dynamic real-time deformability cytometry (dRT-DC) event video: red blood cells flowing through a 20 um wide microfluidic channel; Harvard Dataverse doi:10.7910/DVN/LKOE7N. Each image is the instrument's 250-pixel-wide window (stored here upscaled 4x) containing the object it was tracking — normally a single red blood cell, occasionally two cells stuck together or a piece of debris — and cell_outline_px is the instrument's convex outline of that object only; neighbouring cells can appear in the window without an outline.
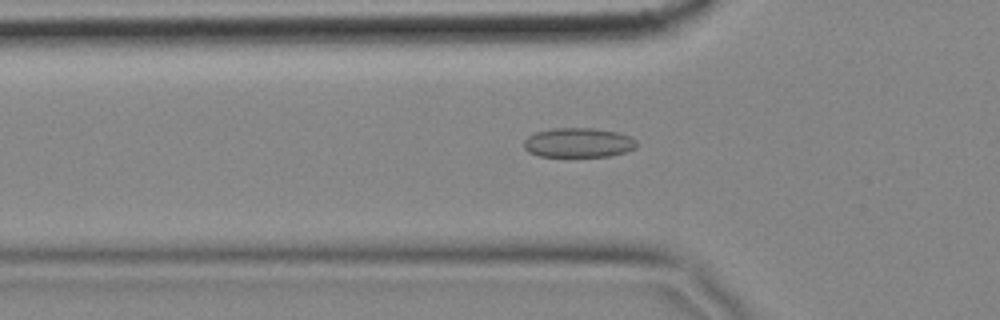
{"species": "common noctule bat (a hibernating species)", "species_latin": "Nyctalus noctula", "temperature_condition": "cold", "stored_images_in_passage": 45, "camera_frame_rate_fps": 3000, "um_per_image_px": 0.085, "animal": {"sex": "female", "body_mass_g": 18.4}, "frame": {"image": 1, "passage_image": 6, "time_ms": 1.667, "image_size_px": [1000, 320], "cell_outline_px": [[636, 148], [624, 152], [608, 156], [540, 156], [528, 152], [524, 148], [524, 140], [528, 136], [536, 132], [552, 128], [592, 128], [616, 132], [632, 136], [636, 140]], "centroid_in_image_um": [49.16, 12.12], "position_along_channel_um": 76.6, "area_um2": 19.36}}
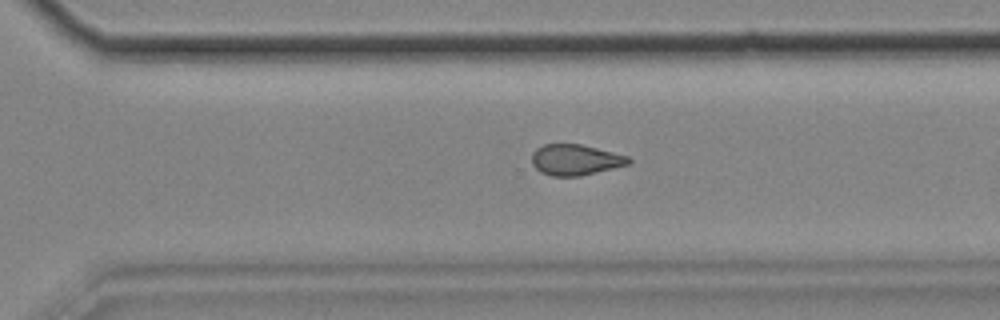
{"frame": {"image": 2, "passage_image": 27, "time_ms": 8.667, "image_size_px": [1000, 320], "cell_outline_px": [[632, 160], [628, 164], [580, 176], [552, 176], [540, 172], [532, 164], [532, 152], [536, 148], [544, 144], [580, 144], [628, 156]], "centroid_in_image_um": [48.87, 13.58], "position_along_channel_um": 321.7, "area_um2": 17.22}}
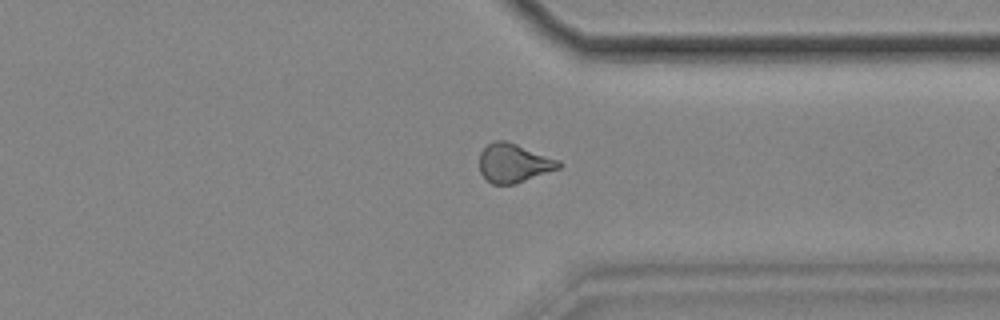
{"frame": {"image": 3, "passage_image": 31, "time_ms": 10.0, "image_size_px": [1000, 320], "cell_outline_px": [[564, 164], [560, 168], [516, 184], [492, 184], [480, 172], [480, 152], [492, 140], [504, 140], [516, 144], [560, 160]], "centroid_in_image_um": [43.69, 13.86], "position_along_channel_um": 367.7, "area_um2": 17.98}, "authors_computed_cell_mechanics": {"area_um2": 17.918, "velocity_mm_per_s": 3.51, "shape_relaxation_time_tau1_ms": null, "shape_relaxation_time_tau2_ms": 3.4752, "deformation_change_tau1": null, "deformation_change_tau2": 0.0802}}